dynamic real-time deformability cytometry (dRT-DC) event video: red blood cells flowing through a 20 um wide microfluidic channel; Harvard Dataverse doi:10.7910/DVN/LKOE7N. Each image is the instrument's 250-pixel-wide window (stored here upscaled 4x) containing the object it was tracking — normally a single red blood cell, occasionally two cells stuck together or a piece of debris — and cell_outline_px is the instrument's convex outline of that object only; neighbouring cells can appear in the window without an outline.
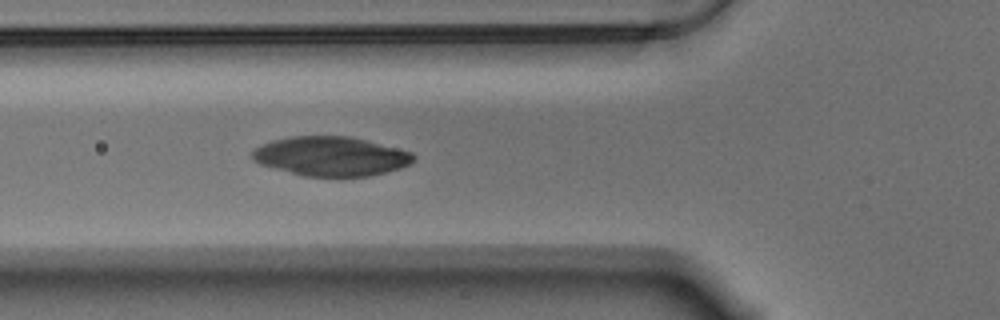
{"species": "Egyptian fruit bat (a non-hibernating species)", "species_latin": "Rousettus aegyptiacus", "temperature_condition": "warm", "stored_images_in_passage": 55, "camera_frame_rate_fps": 3000, "um_per_image_px": 0.085, "animal": {"sex": "male"}, "frame": {"image": 1, "passage_image": 19, "time_ms": 6.0, "image_size_px": [1000, 320], "cell_outline_px": [[416, 156], [408, 164], [400, 168], [372, 176], [304, 176], [260, 164], [252, 160], [252, 152], [260, 144], [272, 140], [292, 136], [348, 136], [412, 152]], "centroid_in_image_um": [28.09, 13.28], "position_along_channel_um": 97.7, "area_um2": 36.65}}
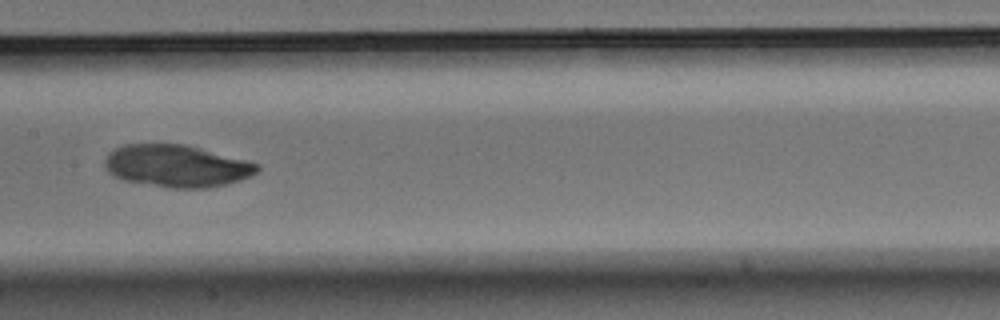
{"frame": {"image": 2, "passage_image": 27, "time_ms": 8.667, "image_size_px": [1000, 320], "cell_outline_px": [[260, 168], [252, 176], [228, 184], [208, 188], [168, 188], [124, 180], [108, 172], [104, 168], [104, 160], [108, 152], [112, 148], [124, 144], [184, 144], [248, 160], [260, 164]], "centroid_in_image_um": [15.01, 14.1], "position_along_channel_um": 192.4, "area_um2": 37.86}}
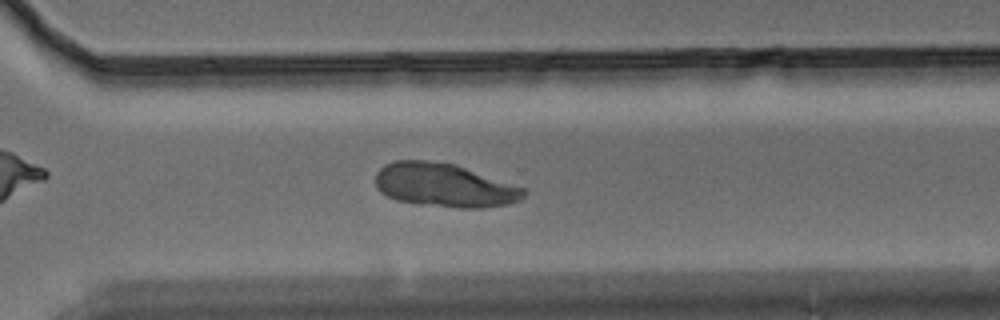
{"frame": {"image": 3, "passage_image": 39, "time_ms": 12.667, "image_size_px": [1000, 320], "cell_outline_px": [[528, 192], [520, 200], [508, 204], [480, 208], [456, 208], [396, 200], [380, 192], [376, 188], [376, 172], [384, 164], [396, 160], [424, 160], [456, 164], [528, 188]], "centroid_in_image_um": [37.81, 15.73], "position_along_channel_um": 332.8, "area_um2": 38.03}}